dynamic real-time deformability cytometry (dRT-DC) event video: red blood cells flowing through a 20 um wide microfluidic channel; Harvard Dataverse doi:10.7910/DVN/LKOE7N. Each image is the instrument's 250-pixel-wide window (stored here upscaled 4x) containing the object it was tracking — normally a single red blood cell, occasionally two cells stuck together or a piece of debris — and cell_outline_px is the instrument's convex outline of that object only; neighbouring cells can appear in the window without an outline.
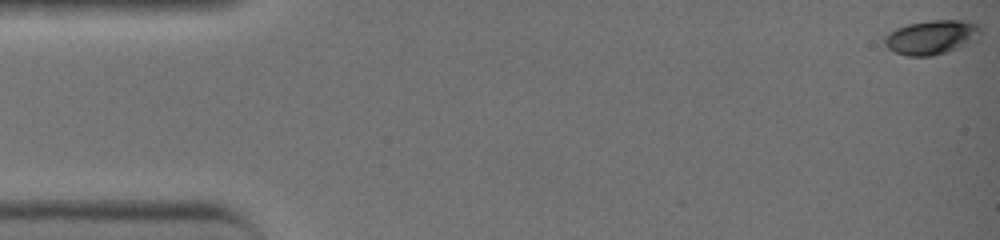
{"species": "common noctule bat (a hibernating species)", "species_latin": "Nyctalus noctula", "temperature_condition": "warm", "stored_images_in_passage": 41, "camera_frame_rate_fps": 3000, "um_per_image_px": 0.085, "animal": {"sex": "female", "body_mass_g": 19.0, "forearm_length_mm": 51.5}, "frame": {"image": 1, "passage_image": 1, "time_ms": 0.0, "image_size_px": [1000, 240], "cell_outline_px": [[980, 36], [976, 40], [956, 48], [932, 56], [908, 56], [896, 52], [888, 48], [884, 44], [884, 36], [888, 32], [896, 28], [908, 24], [932, 20], [960, 20], [976, 24], [980, 28]], "centroid_in_image_um": [79.15, 3.16], "position_along_channel_um": 5.9, "area_um2": 18.96}}
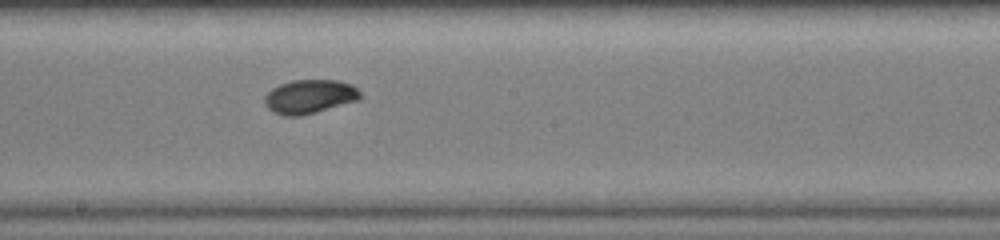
{"frame": {"image": 2, "passage_image": 24, "time_ms": 7.667, "image_size_px": [1000, 240], "cell_outline_px": [[360, 100], [296, 116], [288, 116], [276, 112], [264, 100], [264, 96], [272, 88], [280, 84], [292, 80], [340, 80], [352, 84], [360, 92]], "centroid_in_image_um": [26.36, 8.17], "position_along_channel_um": 221.8, "area_um2": 18.38}}
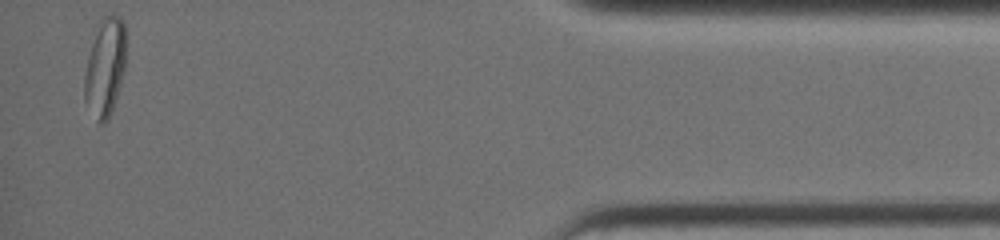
{"frame": {"image": 3, "passage_image": 41, "time_ms": 13.333, "image_size_px": [1000, 240], "cell_outline_px": [[124, 68], [120, 84], [112, 108], [108, 116], [104, 120], [100, 120], [84, 96], [84, 76], [88, 56], [96, 24], [104, 16], [120, 16], [124, 20]], "centroid_in_image_um": [8.92, 5.55], "position_along_channel_um": 426.3, "area_um2": 22.6}, "authors_computed_cell_mechanics": {"area_um2": 18.3226, "velocity_mm_per_s": 4.6297, "shape_relaxation_time_tau1_ms": 5.5357, "shape_relaxation_time_tau2_ms": 0.8147, "deformation_change_tau1": 0.1752, "deformation_change_tau2": 0.0225}}